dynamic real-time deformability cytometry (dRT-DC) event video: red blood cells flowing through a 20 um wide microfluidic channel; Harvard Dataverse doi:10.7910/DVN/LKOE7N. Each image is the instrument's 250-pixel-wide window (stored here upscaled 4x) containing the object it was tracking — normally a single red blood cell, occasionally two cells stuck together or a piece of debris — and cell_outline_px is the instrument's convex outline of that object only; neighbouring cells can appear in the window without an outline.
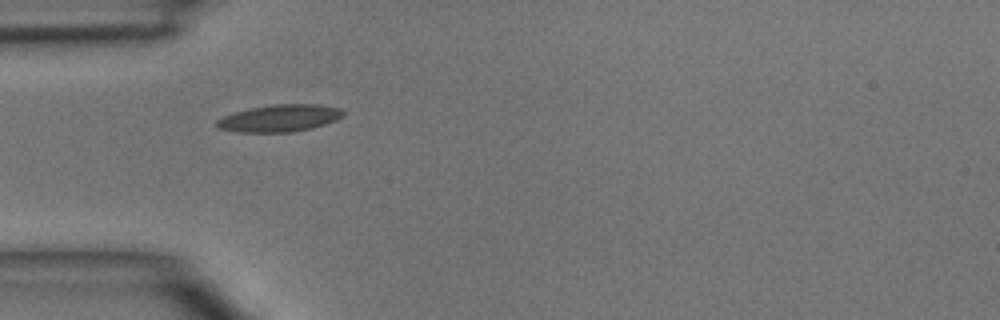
{"species": "common noctule bat (a hibernating species)", "species_latin": "Nyctalus noctula", "temperature_condition": "room temperature", "stored_images_in_passage": 2, "camera_frame_rate_fps": 3000, "um_per_image_px": 0.085, "animal": {"sex": "male", "body_mass_g": 15.6}, "frame": {"image": 1, "passage_image": 1, "time_ms": 0.0, "image_size_px": [1000, 320], "cell_outline_px": [[344, 116], [336, 120], [312, 128], [288, 132], [236, 132], [216, 128], [212, 124], [216, 120], [224, 116], [236, 112], [252, 108], [276, 104], [320, 104], [340, 108], [344, 112]], "centroid_in_image_um": [23.74, 10.05], "position_along_channel_um": 61.3, "area_um2": 20.0}}